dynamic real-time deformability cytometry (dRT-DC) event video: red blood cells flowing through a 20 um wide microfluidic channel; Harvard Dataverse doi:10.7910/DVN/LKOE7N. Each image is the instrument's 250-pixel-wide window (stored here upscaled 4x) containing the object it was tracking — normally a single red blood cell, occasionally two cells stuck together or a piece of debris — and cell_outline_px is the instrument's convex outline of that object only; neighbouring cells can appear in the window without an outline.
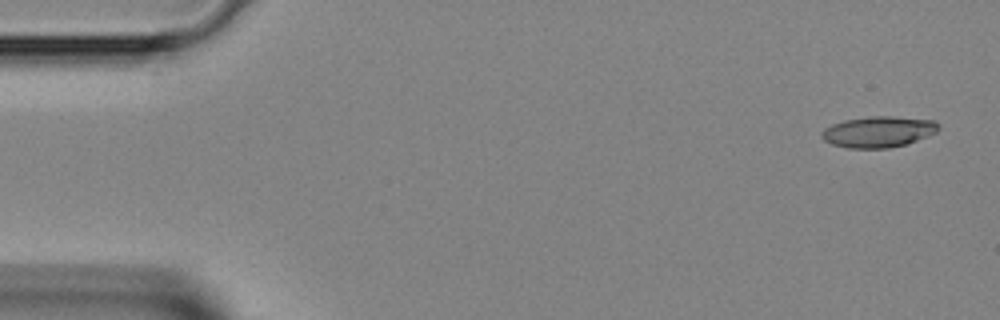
{"species": "Egyptian fruit bat (a non-hibernating species)", "species_latin": "Rousettus aegyptiacus", "temperature_condition": "room temperature", "stored_images_in_passage": 4, "camera_frame_rate_fps": 3000, "um_per_image_px": 0.085, "animal": {"sex": "female"}, "frame": {"image": 1, "passage_image": 1, "time_ms": 0.0, "image_size_px": [1000, 320], "cell_outline_px": [[940, 128], [936, 132], [916, 140], [904, 144], [888, 148], [848, 148], [832, 144], [824, 140], [820, 136], [820, 132], [824, 128], [832, 124], [844, 120], [872, 116], [892, 116], [932, 120], [940, 124]], "centroid_in_image_um": [74.63, 11.2], "position_along_channel_um": 10.4, "area_um2": 21.04}}